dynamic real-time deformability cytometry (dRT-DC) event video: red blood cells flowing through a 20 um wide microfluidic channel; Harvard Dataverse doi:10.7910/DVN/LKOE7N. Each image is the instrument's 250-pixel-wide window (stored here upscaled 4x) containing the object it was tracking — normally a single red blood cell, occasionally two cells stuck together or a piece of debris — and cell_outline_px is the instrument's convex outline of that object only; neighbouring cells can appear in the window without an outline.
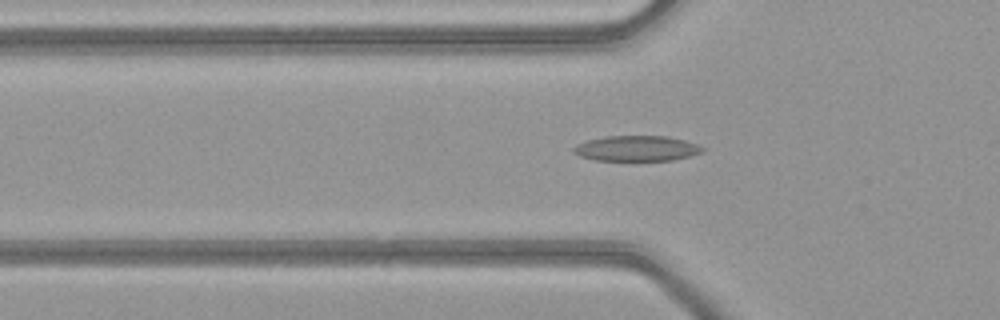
{"species": "common noctule bat (a hibernating species)", "species_latin": "Nyctalus noctula", "temperature_condition": "warm", "stored_images_in_passage": 50, "camera_frame_rate_fps": 3000, "um_per_image_px": 0.085, "animal": {"sex": "female", "body_mass_g": 21.9}, "frame": {"image": 1, "passage_image": 17, "time_ms": 5.333, "image_size_px": [1000, 320], "cell_outline_px": [[704, 152], [672, 160], [596, 160], [580, 156], [572, 152], [572, 148], [576, 144], [588, 140], [604, 136], [668, 136], [684, 140], [696, 144], [704, 148]], "centroid_in_image_um": [54.09, 12.61], "position_along_channel_um": 71.7, "area_um2": 19.02}}
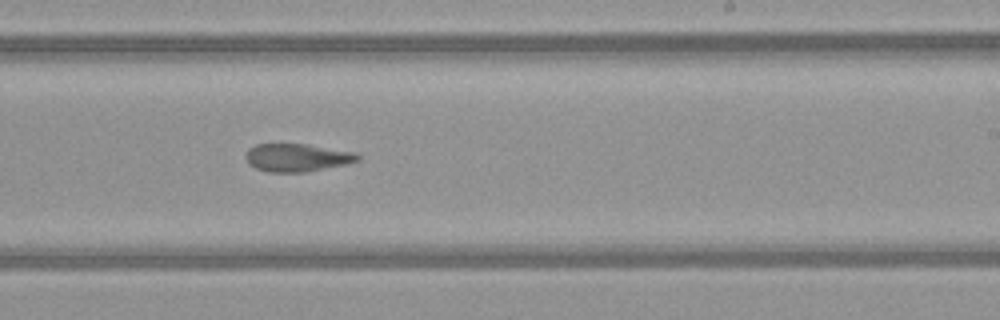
{"frame": {"image": 2, "passage_image": 31, "time_ms": 10.0, "image_size_px": [1000, 320], "cell_outline_px": [[360, 160], [348, 164], [304, 172], [268, 172], [256, 168], [248, 164], [244, 156], [248, 148], [256, 144], [308, 144], [356, 152], [360, 156]], "centroid_in_image_um": [25.25, 13.39], "position_along_channel_um": 263.7, "area_um2": 18.44}}
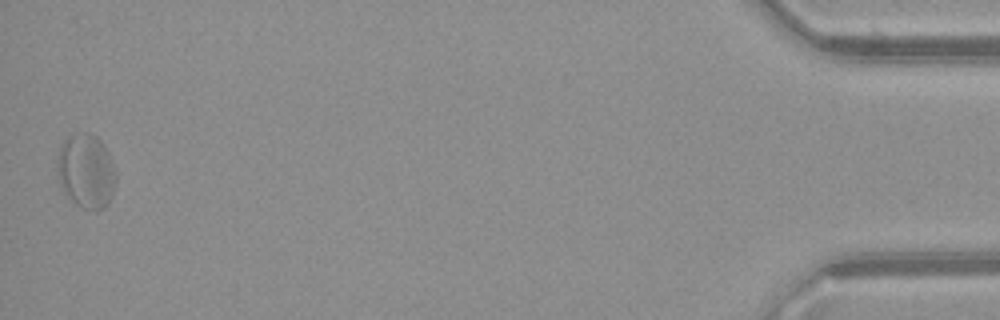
{"frame": {"image": 3, "passage_image": 50, "time_ms": 16.333, "image_size_px": [1000, 320], "cell_outline_px": [[116, 180], [108, 204], [104, 208], [96, 212], [84, 208], [76, 204], [64, 192], [60, 184], [56, 168], [56, 160], [60, 148], [64, 140], [68, 136], [80, 132], [88, 132], [96, 136], [104, 144], [116, 168]], "centroid_in_image_um": [7.33, 14.54], "position_along_channel_um": 427.9, "area_um2": 25.78}, "authors_computed_cell_mechanics": {"area_um2": 19.7965, "velocity_mm_per_s": 4.0889, "shape_relaxation_time_tau1_ms": null, "shape_relaxation_time_tau2_ms": 2.8623, "deformation_change_tau1": null, "deformation_change_tau2": 0.0951}}